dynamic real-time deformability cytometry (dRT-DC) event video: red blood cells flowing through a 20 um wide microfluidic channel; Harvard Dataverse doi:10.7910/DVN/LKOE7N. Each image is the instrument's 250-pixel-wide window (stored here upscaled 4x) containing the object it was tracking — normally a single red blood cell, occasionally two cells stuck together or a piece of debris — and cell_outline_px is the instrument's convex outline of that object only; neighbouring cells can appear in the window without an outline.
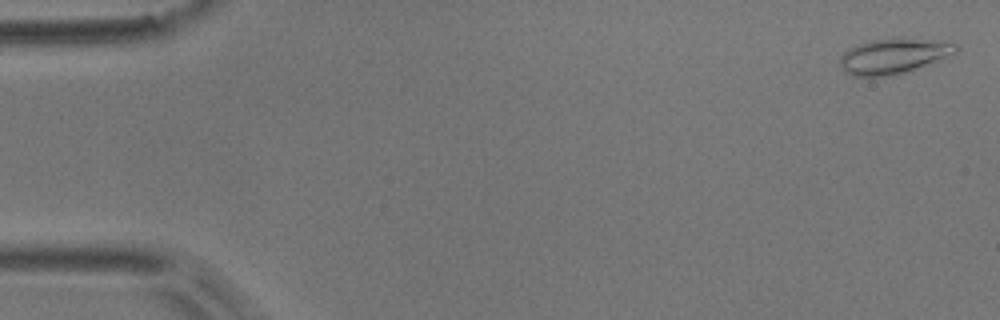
{"species": "common noctule bat (a hibernating species)", "species_latin": "Nyctalus noctula", "temperature_condition": "room temperature", "stored_images_in_passage": 54, "camera_frame_rate_fps": 3000, "um_per_image_px": 0.085, "animal": {"sex": "male", "body_mass_g": 17.9}, "frame": {"image": 1, "passage_image": 2, "time_ms": 0.333, "image_size_px": [1000, 320], "cell_outline_px": [[960, 48], [956, 52], [908, 72], [896, 76], [852, 76], [844, 72], [840, 64], [840, 56], [848, 48], [856, 44], [872, 40], [932, 40], [956, 44]], "centroid_in_image_um": [75.88, 4.81], "position_along_channel_um": 9.1, "area_um2": 23.29}}
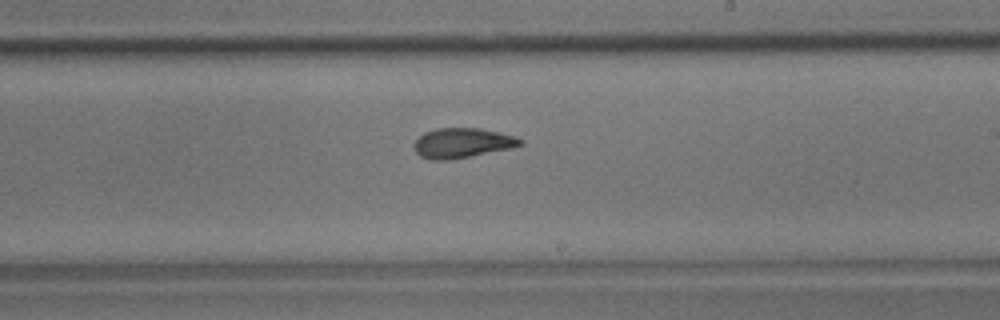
{"frame": {"image": 2, "passage_image": 32, "time_ms": 10.333, "image_size_px": [1000, 320], "cell_outline_px": [[524, 144], [512, 148], [448, 160], [432, 160], [420, 156], [416, 152], [412, 144], [424, 132], [436, 128], [480, 128], [516, 136], [524, 140]], "centroid_in_image_um": [39.3, 12.15], "position_along_channel_um": 249.7, "area_um2": 18.55}}
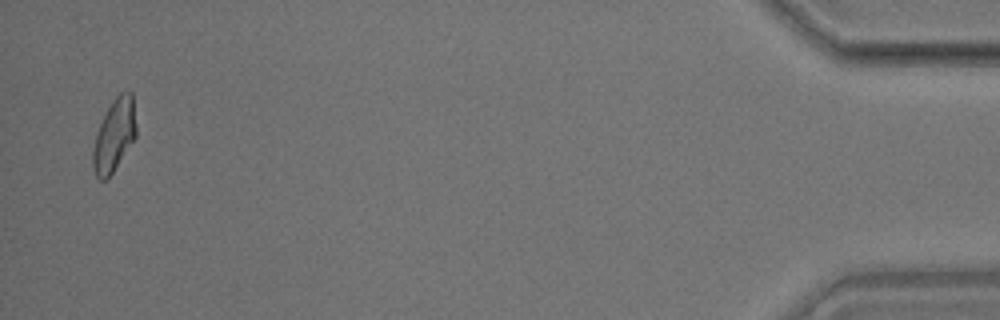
{"frame": {"image": 3, "passage_image": 53, "time_ms": 17.333, "image_size_px": [1000, 320], "cell_outline_px": [[136, 136], [112, 172], [104, 180], [100, 180], [96, 176], [92, 168], [92, 152], [96, 132], [108, 108], [116, 96], [120, 92], [128, 88], [132, 92], [136, 124]], "centroid_in_image_um": [9.71, 11.46], "position_along_channel_um": 425.5, "area_um2": 18.15}, "authors_computed_cell_mechanics": {"area_um2": 18.6405, "velocity_mm_per_s": 3.7347, "shape_relaxation_time_tau1_ms": 8.9594, "shape_relaxation_time_tau2_ms": 1.5717, "deformation_change_tau1": 0.2143, "deformation_change_tau2": 0.0796}}